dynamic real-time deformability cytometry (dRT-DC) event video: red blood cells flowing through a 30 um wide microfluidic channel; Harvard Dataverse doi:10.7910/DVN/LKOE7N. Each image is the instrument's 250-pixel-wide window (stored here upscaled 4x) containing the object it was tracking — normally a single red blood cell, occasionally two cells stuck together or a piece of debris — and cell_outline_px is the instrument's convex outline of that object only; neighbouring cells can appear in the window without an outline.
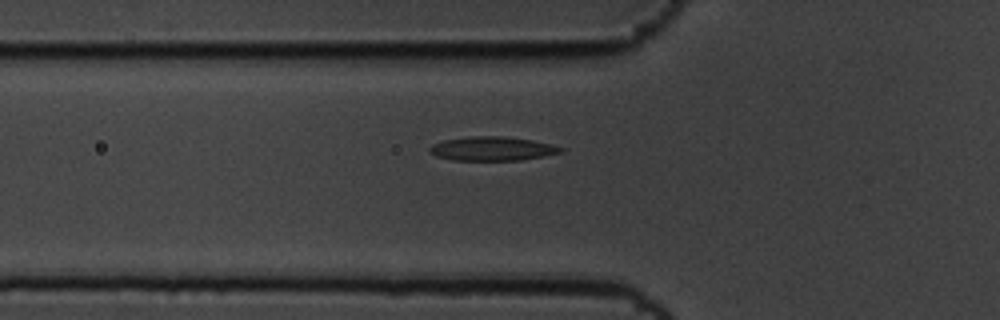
{"species": "common noctule bat (a hibernating species)", "species_latin": "Nyctalus noctula", "temperature_condition": "cold", "stored_images_in_passage": 16, "camera_frame_rate_fps": 3000, "um_per_image_px": 0.085, "animal": {"sex": "male", "body_mass_g": 19.5, "forearm_length_mm": 54.6}, "frame": {"image": 1, "passage_image": 6, "time_ms": 1.667, "image_size_px": [1000, 320], "cell_outline_px": [[564, 152], [544, 156], [520, 160], [452, 160], [436, 156], [428, 152], [428, 148], [432, 144], [444, 140], [472, 136], [504, 136], [532, 140], [564, 148]], "centroid_in_image_um": [41.81, 12.64], "position_along_channel_um": 84.0, "area_um2": 18.32}}
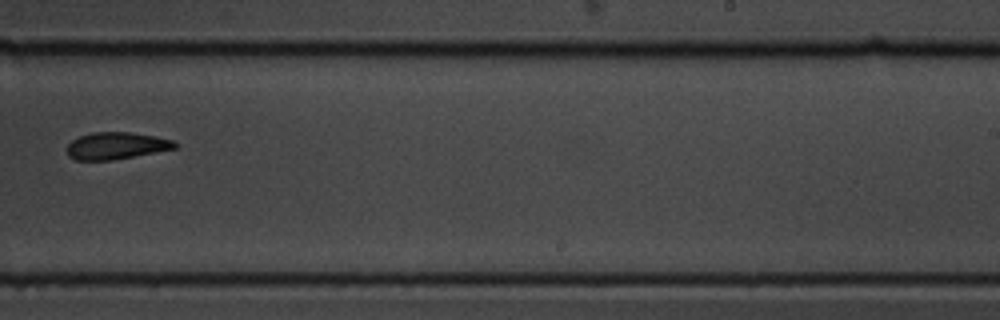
{"frame": {"image": 2, "passage_image": 11, "time_ms": 3.333, "image_size_px": [1000, 320], "cell_outline_px": [[180, 144], [176, 148], [156, 152], [112, 160], [76, 160], [68, 156], [68, 144], [72, 140], [80, 136], [92, 132], [128, 132], [156, 136], [172, 140]], "centroid_in_image_um": [9.9, 12.38], "position_along_channel_um": 279.1, "area_um2": 16.94}}
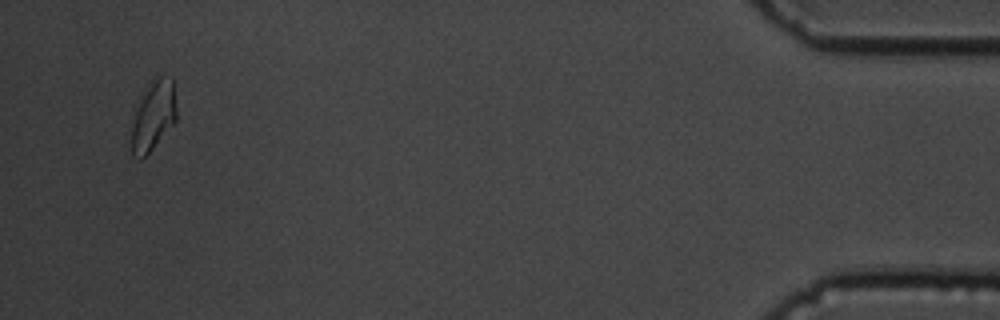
{"frame": {"image": 3, "passage_image": 16, "time_ms": 5.0, "image_size_px": [1000, 320], "cell_outline_px": [[176, 120], [152, 148], [140, 160], [132, 156], [132, 124], [140, 92], [148, 84], [160, 76], [172, 76], [176, 108]], "centroid_in_image_um": [13.01, 9.79], "position_along_channel_um": 422.2, "area_um2": 18.21}}